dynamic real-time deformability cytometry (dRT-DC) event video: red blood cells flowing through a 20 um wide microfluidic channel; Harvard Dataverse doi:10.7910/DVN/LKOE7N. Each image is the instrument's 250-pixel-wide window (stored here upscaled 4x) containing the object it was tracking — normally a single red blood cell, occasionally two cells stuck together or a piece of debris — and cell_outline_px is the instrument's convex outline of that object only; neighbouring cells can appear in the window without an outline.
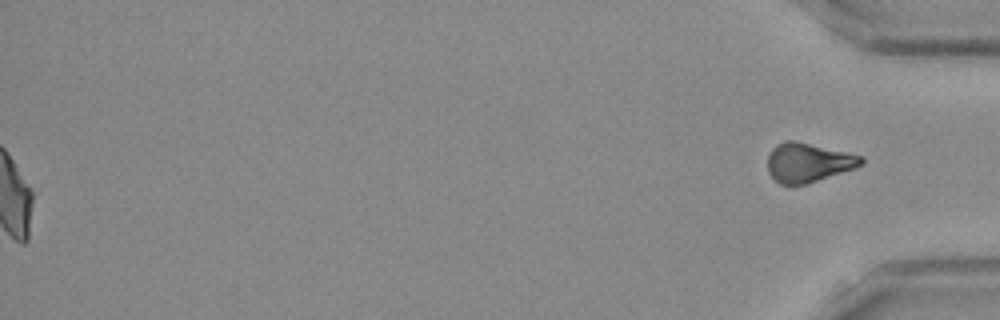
{"species": "Egyptian fruit bat (a non-hibernating species)", "species_latin": "Rousettus aegyptiacus", "temperature_condition": "room temperature", "stored_images_in_passage": 50, "segment_of_instrument_passage": [2, 2], "camera_frame_rate_fps": 3000, "um_per_image_px": 0.085, "frame": {"image": 1, "passage_image": 50, "time_ms": 16.333, "image_size_px": [1000, 320], "cell_outline_px": [[864, 164], [856, 168], [792, 188], [788, 188], [780, 184], [768, 172], [768, 156], [772, 148], [776, 144], [784, 140], [796, 140], [848, 152], [864, 156]], "centroid_in_image_um": [68.69, 13.82], "position_along_channel_um": 366.5, "area_um2": 21.91}}